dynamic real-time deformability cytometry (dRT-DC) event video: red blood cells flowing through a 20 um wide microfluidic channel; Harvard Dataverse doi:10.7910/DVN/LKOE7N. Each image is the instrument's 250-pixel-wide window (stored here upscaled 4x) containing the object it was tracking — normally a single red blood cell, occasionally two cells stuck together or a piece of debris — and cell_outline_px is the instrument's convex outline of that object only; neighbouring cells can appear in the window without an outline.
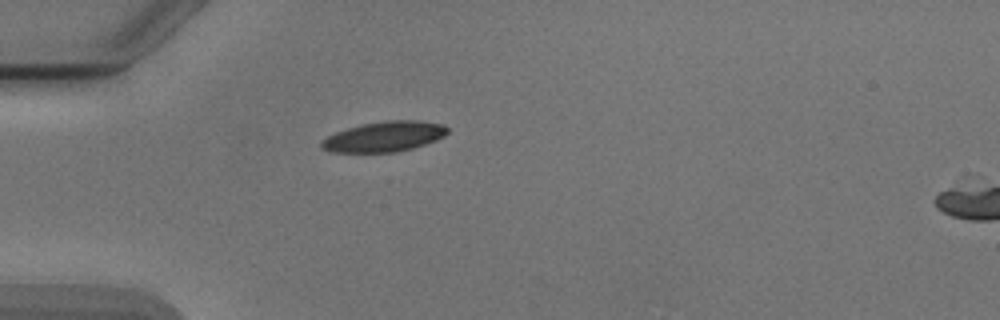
{"species": "Egyptian fruit bat (a non-hibernating species)", "species_latin": "Rousettus aegyptiacus", "temperature_condition": "cold", "stored_images_in_passage": 2, "camera_frame_rate_fps": 3000, "um_per_image_px": 0.085, "animal": {"sex": "male"}, "frame": {"image": 1, "passage_image": 1, "time_ms": 0.0, "image_size_px": [1000, 320], "cell_outline_px": [[448, 132], [444, 136], [436, 140], [412, 148], [396, 152], [332, 152], [320, 148], [320, 144], [328, 136], [336, 132], [348, 128], [364, 124], [388, 120], [420, 120], [444, 124], [448, 128]], "centroid_in_image_um": [32.69, 11.61], "position_along_channel_um": 52.3, "area_um2": 22.08}}